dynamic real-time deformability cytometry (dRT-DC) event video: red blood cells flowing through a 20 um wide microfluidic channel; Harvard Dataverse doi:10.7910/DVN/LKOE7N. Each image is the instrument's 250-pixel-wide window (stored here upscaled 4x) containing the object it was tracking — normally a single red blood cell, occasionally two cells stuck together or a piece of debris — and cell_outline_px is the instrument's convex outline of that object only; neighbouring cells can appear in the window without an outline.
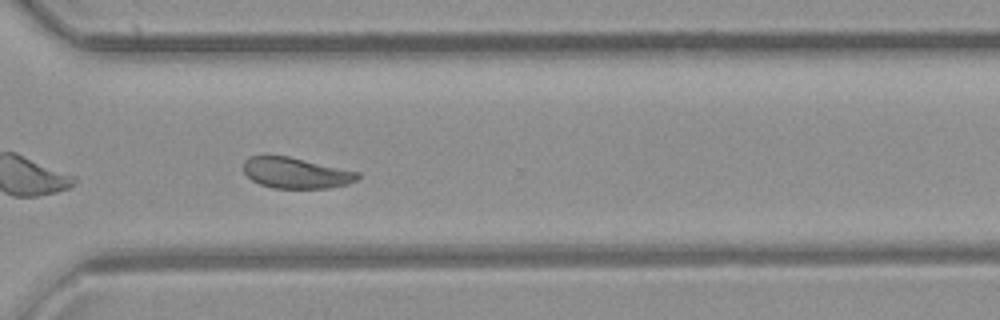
{"species": "common noctule bat (a hibernating species)", "species_latin": "Nyctalus noctula", "temperature_condition": "room temperature", "stored_images_in_passage": 50, "camera_frame_rate_fps": 3000, "um_per_image_px": 0.085, "animal": {"sex": "female", "body_mass_g": 21.9}, "frame": {"image": 1, "passage_image": 36, "time_ms": 11.667, "image_size_px": [1000, 320], "cell_outline_px": [[360, 176], [356, 180], [348, 184], [328, 188], [272, 188], [260, 184], [252, 180], [244, 172], [244, 160], [248, 156], [264, 152], [288, 156], [360, 172]], "centroid_in_image_um": [25.09, 14.66], "position_along_channel_um": 345.5, "area_um2": 21.04}, "authors_computed_cell_mechanics": {"area_um2": 22.1085, "velocity_mm_per_s": 3.9182, "shape_relaxation_time_tau1_ms": null, "shape_relaxation_time_tau2_ms": 2.5231, "deformation_change_tau1": null, "deformation_change_tau2": 0.0865}}